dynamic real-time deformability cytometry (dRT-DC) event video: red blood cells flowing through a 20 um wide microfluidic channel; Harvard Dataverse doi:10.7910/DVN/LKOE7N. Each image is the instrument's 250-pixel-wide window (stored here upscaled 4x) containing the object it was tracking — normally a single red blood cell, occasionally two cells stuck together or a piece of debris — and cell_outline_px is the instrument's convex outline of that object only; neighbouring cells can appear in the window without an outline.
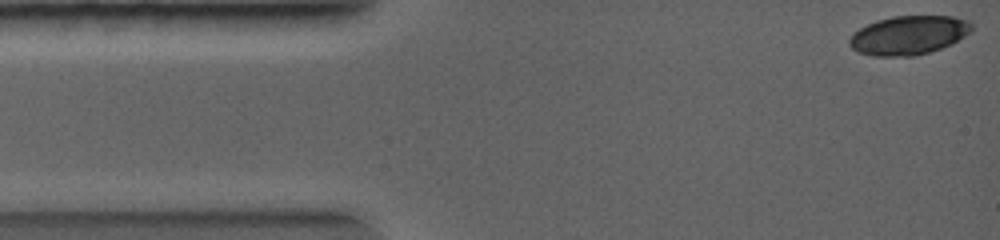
{"species": "common noctule bat (a hibernating species)", "species_latin": "Nyctalus noctula", "temperature_condition": "warm", "stored_images_in_passage": 9, "camera_frame_rate_fps": 5000, "um_per_image_px": 0.085, "animal": {"sex": "female", "body_mass_g": 19.0, "forearm_length_mm": 56.7}, "frame": {"image": 1, "passage_image": 1, "time_ms": 0.0, "image_size_px": [1000, 240], "cell_outline_px": [[972, 32], [952, 44], [916, 56], [872, 56], [860, 52], [852, 48], [848, 44], [848, 40], [852, 32], [876, 20], [892, 16], [952, 16], [972, 20]], "centroid_in_image_um": [77.25, 2.98], "position_along_channel_um": 7.7, "area_um2": 28.03}}
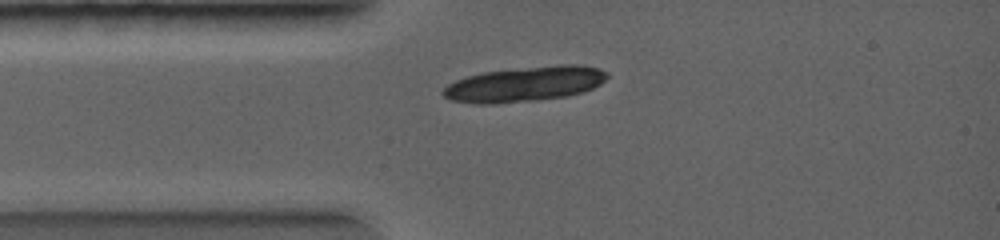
{"frame": {"image": 2, "passage_image": 9, "time_ms": 1.8, "image_size_px": [1000, 240], "cell_outline_px": [[608, 76], [600, 84], [584, 92], [568, 96], [536, 100], [492, 104], [476, 104], [452, 100], [444, 96], [440, 92], [448, 84], [456, 80], [468, 76], [484, 72], [560, 64], [580, 64], [600, 68], [608, 72]], "centroid_in_image_um": [44.63, 7.15], "position_along_channel_um": 40.4, "area_um2": 33.52}}